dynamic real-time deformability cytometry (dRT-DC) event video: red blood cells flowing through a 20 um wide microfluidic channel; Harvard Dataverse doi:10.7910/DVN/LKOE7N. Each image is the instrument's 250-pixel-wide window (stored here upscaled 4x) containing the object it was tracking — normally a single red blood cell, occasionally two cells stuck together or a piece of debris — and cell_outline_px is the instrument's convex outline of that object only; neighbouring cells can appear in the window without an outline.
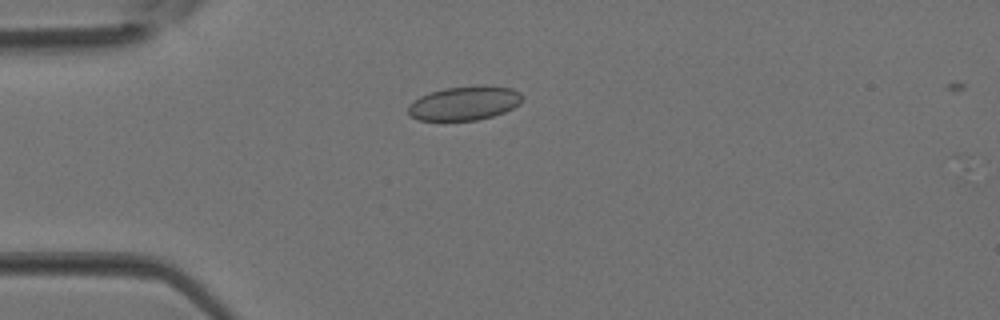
{"species": "Egyptian fruit bat (a non-hibernating species)", "species_latin": "Rousettus aegyptiacus", "temperature_condition": "room temperature", "stored_images_in_passage": 11, "camera_frame_rate_fps": 3000, "um_per_image_px": 0.085, "animal": {"sex": "female"}, "frame": {"image": 1, "passage_image": 10, "time_ms": 3.0, "image_size_px": [1000, 320], "cell_outline_px": [[520, 104], [504, 112], [492, 116], [476, 120], [420, 120], [412, 116], [408, 112], [408, 104], [412, 100], [428, 92], [444, 88], [476, 84], [492, 84], [512, 88], [520, 92]], "centroid_in_image_um": [39.47, 8.73], "position_along_channel_um": 45.5, "area_um2": 23.0}}